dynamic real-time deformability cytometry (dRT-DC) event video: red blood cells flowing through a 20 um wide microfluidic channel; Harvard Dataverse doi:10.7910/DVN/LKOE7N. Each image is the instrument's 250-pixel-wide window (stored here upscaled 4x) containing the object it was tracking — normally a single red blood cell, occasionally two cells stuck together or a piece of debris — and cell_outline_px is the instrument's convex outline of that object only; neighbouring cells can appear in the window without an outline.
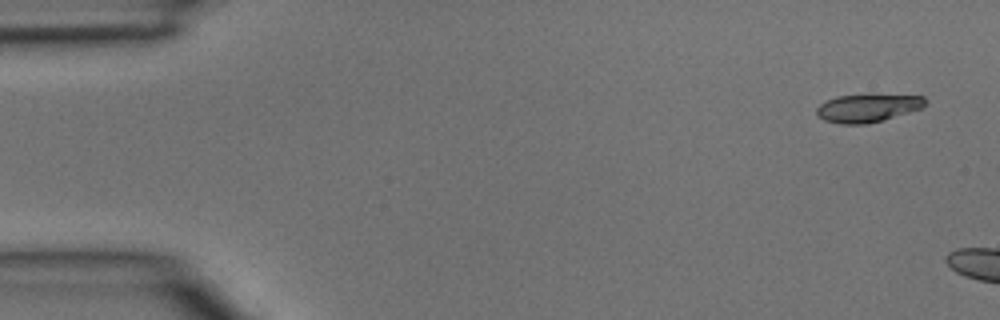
{"species": "common noctule bat (a hibernating species)", "species_latin": "Nyctalus noctula", "temperature_condition": "room temperature", "stored_images_in_passage": 5, "segment_of_instrument_passage": [2, 2], "camera_frame_rate_fps": 3000, "um_per_image_px": 0.085, "animal": {"sex": "male", "body_mass_g": 15.6}, "frame": {"image": 1, "passage_image": 5, "time_ms": 1.333, "image_size_px": [1000, 320], "cell_outline_px": [[928, 100], [924, 108], [884, 120], [864, 124], [840, 124], [824, 120], [816, 112], [816, 108], [820, 104], [836, 96], [868, 92], [872, 92], [924, 96]], "centroid_in_image_um": [73.84, 9.13], "position_along_channel_um": 11.2, "area_um2": 18.73}}